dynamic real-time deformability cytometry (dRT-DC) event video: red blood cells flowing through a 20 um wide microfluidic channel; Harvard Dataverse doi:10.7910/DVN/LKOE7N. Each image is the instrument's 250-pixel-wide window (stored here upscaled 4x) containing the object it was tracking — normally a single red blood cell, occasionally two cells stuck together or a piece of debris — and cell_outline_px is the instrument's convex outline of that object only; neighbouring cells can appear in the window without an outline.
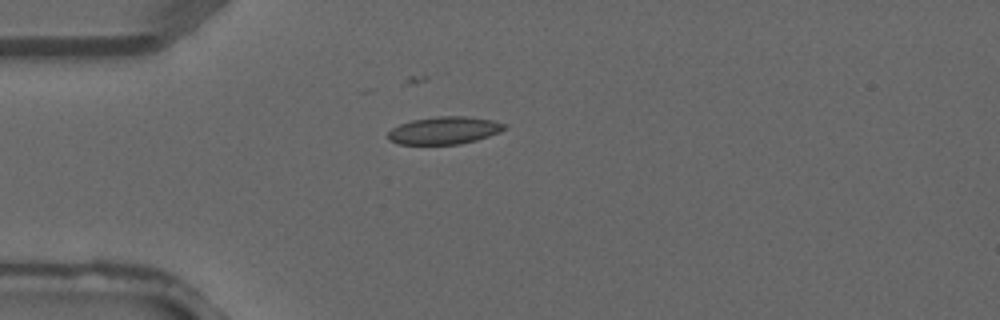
{"species": "common noctule bat (a hibernating species)", "species_latin": "Nyctalus noctula", "temperature_condition": "warm", "stored_images_in_passage": 3, "camera_frame_rate_fps": 3000, "um_per_image_px": 0.085, "animal": {"sex": "male", "forearm_length_mm": 52.5}, "frame": {"image": 1, "passage_image": 3, "time_ms": 0.667, "image_size_px": [1000, 320], "cell_outline_px": [[508, 124], [500, 132], [476, 140], [460, 144], [400, 144], [388, 140], [388, 132], [392, 128], [400, 124], [412, 120], [436, 116], [468, 116], [492, 120]], "centroid_in_image_um": [37.76, 11.08], "position_along_channel_um": 47.2, "area_um2": 18.67}}